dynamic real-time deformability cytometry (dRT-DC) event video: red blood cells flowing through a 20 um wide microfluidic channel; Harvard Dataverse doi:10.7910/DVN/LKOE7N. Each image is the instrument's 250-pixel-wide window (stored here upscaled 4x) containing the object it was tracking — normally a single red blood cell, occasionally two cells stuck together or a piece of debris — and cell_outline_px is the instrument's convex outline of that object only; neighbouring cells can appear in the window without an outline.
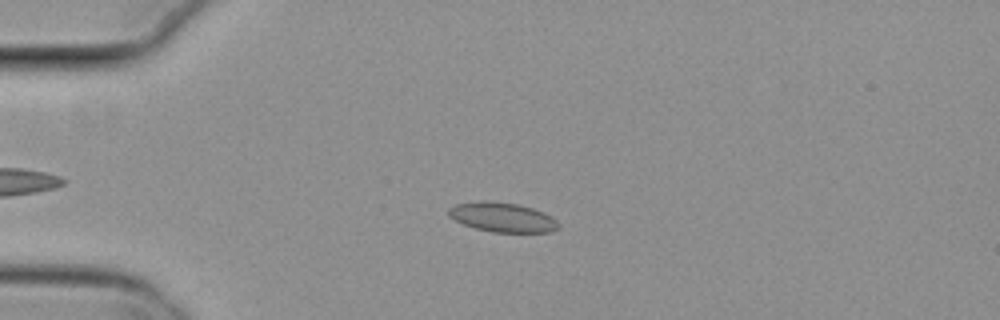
{"species": "common noctule bat (a hibernating species)", "species_latin": "Nyctalus noctula", "temperature_condition": "cold", "stored_images_in_passage": 55, "camera_frame_rate_fps": 3000, "um_per_image_px": 0.085, "animal": {"sex": "female", "body_mass_g": 29.2, "forearm_length_mm": 56.3}, "frame": {"image": 1, "passage_image": 14, "time_ms": 4.333, "image_size_px": [1000, 320], "cell_outline_px": [[560, 228], [552, 232], [492, 232], [476, 228], [464, 224], [448, 216], [448, 208], [456, 204], [480, 200], [488, 200], [516, 204], [532, 208], [544, 212], [552, 216], [560, 224]], "centroid_in_image_um": [42.73, 18.46], "position_along_channel_um": 42.3, "area_um2": 19.02}}
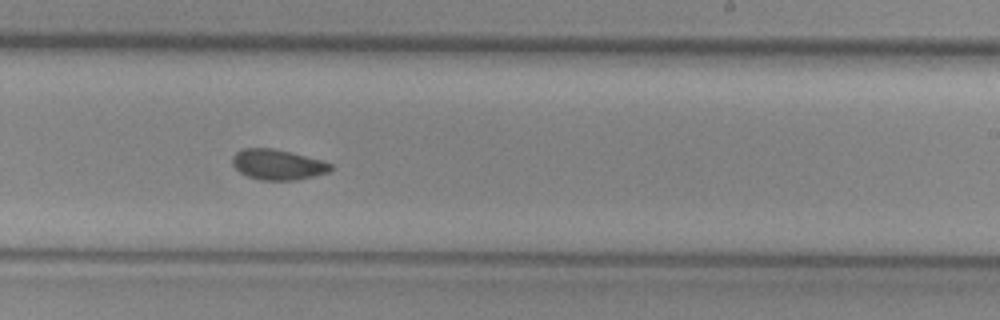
{"frame": {"image": 2, "passage_image": 34, "time_ms": 11.0, "image_size_px": [1000, 320], "cell_outline_px": [[332, 168], [328, 172], [296, 180], [260, 180], [248, 176], [240, 172], [232, 164], [232, 156], [236, 152], [244, 148], [272, 148], [320, 160], [332, 164]], "centroid_in_image_um": [23.56, 13.99], "position_along_channel_um": 265.4, "area_um2": 17.11}}
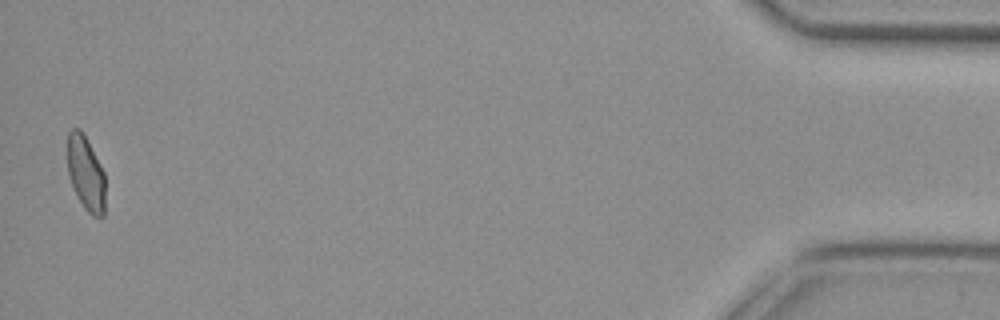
{"frame": {"image": 3, "passage_image": 54, "time_ms": 17.667, "image_size_px": [1000, 320], "cell_outline_px": [[104, 216], [100, 220], [92, 216], [84, 208], [76, 196], [68, 176], [68, 132], [72, 128], [80, 128], [100, 164], [104, 172]], "centroid_in_image_um": [7.29, 14.79], "position_along_channel_um": 427.9, "area_um2": 16.47}, "authors_computed_cell_mechanics": {"area_um2": 17.8602, "velocity_mm_per_s": 3.8037, "shape_relaxation_time_tau1_ms": null, "shape_relaxation_time_tau2_ms": 2.5553, "deformation_change_tau1": null, "deformation_change_tau2": 0.0652}}